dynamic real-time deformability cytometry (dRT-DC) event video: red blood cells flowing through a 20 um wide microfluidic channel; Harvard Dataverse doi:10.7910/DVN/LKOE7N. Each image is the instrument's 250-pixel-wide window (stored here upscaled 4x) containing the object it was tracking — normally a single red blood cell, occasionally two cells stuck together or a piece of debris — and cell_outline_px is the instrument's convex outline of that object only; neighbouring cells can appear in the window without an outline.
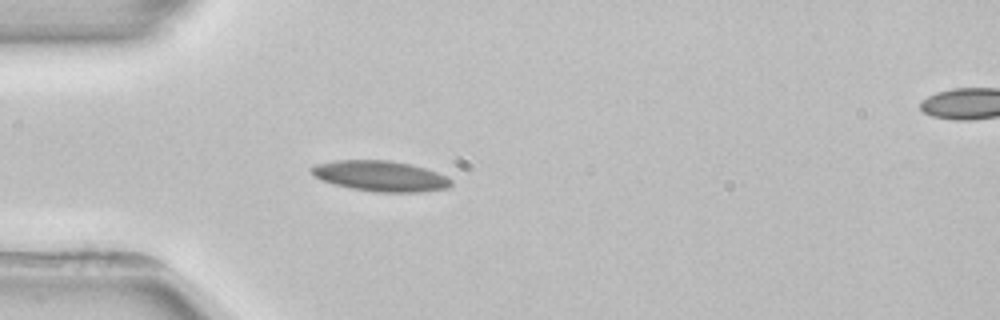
{"species": "common noctule bat (a hibernating species)", "species_latin": "Nyctalus noctula", "temperature_condition": "room temperature", "stored_images_in_passage": 4, "segment_of_instrument_passage": [1, 2], "camera_frame_rate_fps": 3000, "um_per_image_px": 0.085, "animal": {"sex": "female", "body_mass_g": 22.7, "forearm_length_mm": 54.2}, "frame": {"image": 1, "passage_image": 3, "time_ms": 2.667, "image_size_px": [1000, 320], "cell_outline_px": [[452, 184], [448, 188], [420, 192], [376, 192], [352, 188], [320, 180], [312, 172], [312, 168], [316, 164], [336, 160], [388, 160], [408, 164], [424, 168], [448, 176], [452, 180]], "centroid_in_image_um": [32.38, 14.97], "position_along_channel_um": 52.6, "area_um2": 24.62}}